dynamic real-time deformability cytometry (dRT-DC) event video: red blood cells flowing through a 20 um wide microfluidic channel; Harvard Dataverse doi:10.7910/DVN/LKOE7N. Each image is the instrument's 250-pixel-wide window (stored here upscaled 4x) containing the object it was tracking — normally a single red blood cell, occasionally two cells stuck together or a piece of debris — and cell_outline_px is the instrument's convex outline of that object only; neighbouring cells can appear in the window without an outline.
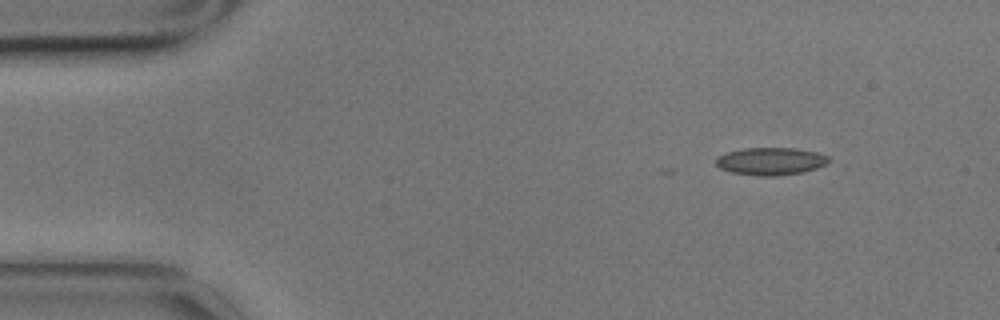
{"species": "common noctule bat (a hibernating species)", "species_latin": "Nyctalus noctula", "temperature_condition": "cold", "stored_images_in_passage": 4, "camera_frame_rate_fps": 3000, "um_per_image_px": 0.085, "animal": {"sex": "male", "body_mass_g": 17.9}, "frame": {"image": 1, "passage_image": 1, "time_ms": 0.0, "image_size_px": [1000, 320], "cell_outline_px": [[832, 160], [816, 168], [804, 172], [776, 176], [756, 176], [732, 172], [720, 168], [716, 164], [716, 156], [728, 152], [744, 148], [796, 148], [816, 152], [828, 156]], "centroid_in_image_um": [65.51, 13.71], "position_along_channel_um": 19.5, "area_um2": 18.15}}
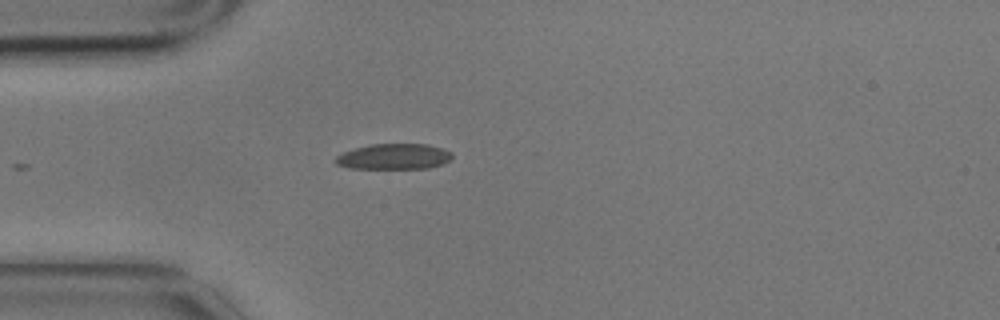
{"frame": {"image": 2, "passage_image": 4, "time_ms": 1.0, "image_size_px": [1000, 320], "cell_outline_px": [[452, 156], [444, 164], [428, 168], [348, 168], [336, 164], [332, 160], [336, 156], [344, 152], [356, 148], [372, 144], [428, 144], [452, 152]], "centroid_in_image_um": [33.46, 13.31], "position_along_channel_um": 51.5, "area_um2": 17.34}}